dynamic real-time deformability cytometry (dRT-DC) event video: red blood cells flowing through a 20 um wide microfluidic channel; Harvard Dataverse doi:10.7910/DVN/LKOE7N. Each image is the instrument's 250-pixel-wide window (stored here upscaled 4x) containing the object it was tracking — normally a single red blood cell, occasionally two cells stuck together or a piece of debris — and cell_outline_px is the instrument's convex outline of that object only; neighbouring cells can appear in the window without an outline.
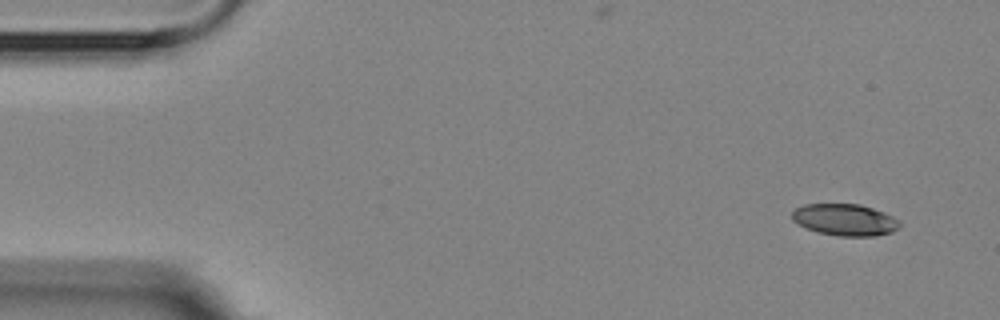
{"species": "Egyptian fruit bat (a non-hibernating species)", "species_latin": "Rousettus aegyptiacus", "temperature_condition": "room temperature", "stored_images_in_passage": 4, "camera_frame_rate_fps": 3000, "um_per_image_px": 0.085, "animal": {"sex": "female"}, "frame": {"image": 1, "passage_image": 1, "time_ms": 0.0, "image_size_px": [1000, 320], "cell_outline_px": [[900, 228], [892, 232], [876, 236], [836, 236], [816, 232], [792, 220], [792, 212], [796, 208], [804, 204], [860, 204], [884, 212], [892, 216], [900, 224]], "centroid_in_image_um": [71.82, 18.69], "position_along_channel_um": 13.2, "area_um2": 19.88}}
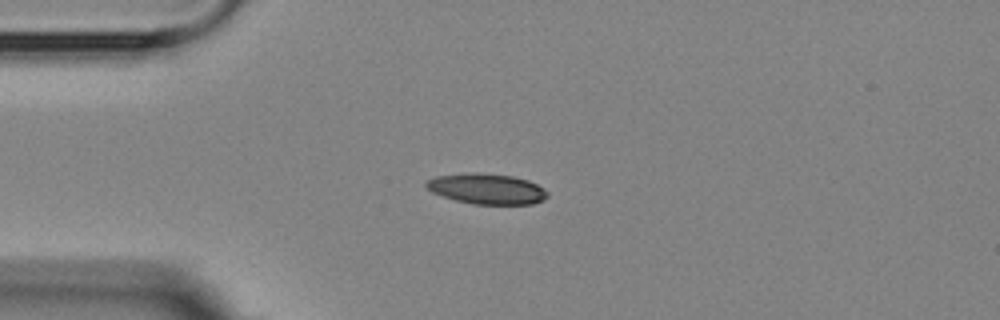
{"frame": {"image": 2, "passage_image": 4, "time_ms": 3.333, "image_size_px": [1000, 320], "cell_outline_px": [[548, 196], [544, 200], [532, 204], [472, 204], [456, 200], [432, 192], [424, 184], [428, 180], [436, 176], [472, 172], [476, 172], [512, 176], [528, 180], [544, 188], [548, 192]], "centroid_in_image_um": [41.4, 16.05], "position_along_channel_um": 43.6, "area_um2": 21.5}}